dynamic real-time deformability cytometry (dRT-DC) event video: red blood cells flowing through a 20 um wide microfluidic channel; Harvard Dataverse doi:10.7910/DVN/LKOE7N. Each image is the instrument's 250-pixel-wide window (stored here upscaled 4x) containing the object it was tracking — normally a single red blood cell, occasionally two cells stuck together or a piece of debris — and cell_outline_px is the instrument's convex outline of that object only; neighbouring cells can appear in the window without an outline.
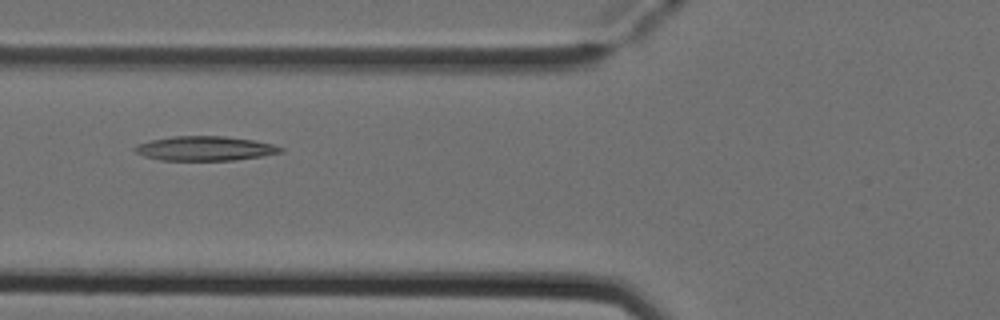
{"species": "Egyptian fruit bat (a non-hibernating species)", "species_latin": "Rousettus aegyptiacus", "temperature_condition": "cold", "stored_images_in_passage": 6, "camera_frame_rate_fps": 3000, "um_per_image_px": 0.085, "animal": {"sex": "female"}, "frame": {"image": 1, "passage_image": 6, "time_ms": 1.667, "image_size_px": [1000, 320], "cell_outline_px": [[284, 152], [236, 160], [160, 160], [144, 156], [136, 152], [132, 148], [136, 144], [152, 140], [172, 136], [224, 136], [256, 140], [272, 144], [284, 148]], "centroid_in_image_um": [17.43, 12.61], "position_along_channel_um": 108.4, "area_um2": 20.81}}